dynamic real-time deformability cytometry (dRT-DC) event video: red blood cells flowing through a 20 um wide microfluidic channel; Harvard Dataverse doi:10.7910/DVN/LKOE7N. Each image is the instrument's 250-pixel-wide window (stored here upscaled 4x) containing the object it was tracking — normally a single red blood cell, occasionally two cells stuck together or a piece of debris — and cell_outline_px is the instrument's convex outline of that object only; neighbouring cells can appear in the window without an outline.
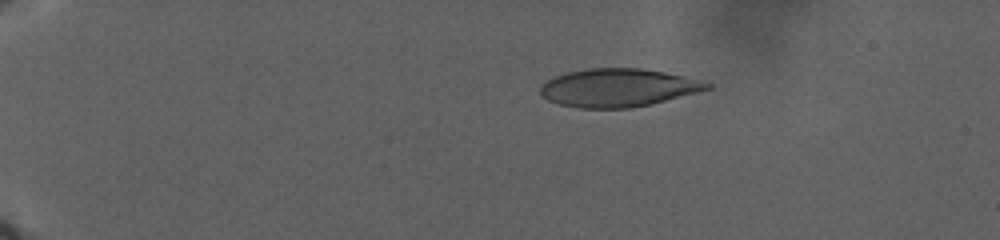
{"species": "human", "species_latin": "Homo sapiens", "temperature_condition": "warm", "stored_images_in_passage": 27, "camera_frame_rate_fps": 3000, "um_per_image_px": 0.085, "donor": {"sex": "male"}, "frame": {"image": 1, "passage_image": 27, "time_ms": 8.0, "image_size_px": [1000, 240], "cell_outline_px": [[712, 88], [652, 104], [628, 108], [580, 108], [560, 104], [548, 100], [540, 92], [540, 84], [564, 72], [588, 68], [640, 68], [664, 72], [708, 80], [712, 84]], "centroid_in_image_um": [52.58, 7.44], "position_along_channel_um": 32.4, "area_um2": 37.28}}